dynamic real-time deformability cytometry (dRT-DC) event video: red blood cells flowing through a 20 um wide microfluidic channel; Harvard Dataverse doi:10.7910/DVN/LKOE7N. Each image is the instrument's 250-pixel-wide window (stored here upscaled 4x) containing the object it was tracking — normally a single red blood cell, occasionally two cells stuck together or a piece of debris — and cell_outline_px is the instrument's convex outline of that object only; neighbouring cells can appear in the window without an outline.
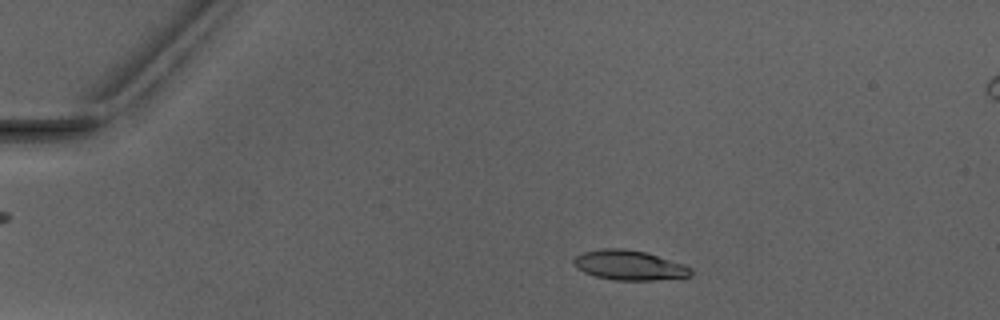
{"species": "Egyptian fruit bat (a non-hibernating species)", "species_latin": "Rousettus aegyptiacus", "temperature_condition": "warm", "stored_images_in_passage": 4, "camera_frame_rate_fps": 3000, "um_per_image_px": 0.085, "animal": {"sex": "male"}, "frame": {"image": 1, "passage_image": 1, "time_ms": 0.0, "image_size_px": [1000, 320], "cell_outline_px": [[692, 276], [656, 280], [616, 280], [596, 276], [584, 272], [576, 268], [572, 264], [572, 260], [576, 256], [584, 252], [604, 248], [624, 248], [644, 252], [684, 264], [692, 268]], "centroid_in_image_um": [53.48, 22.54], "position_along_channel_um": 31.5, "area_um2": 20.29}}
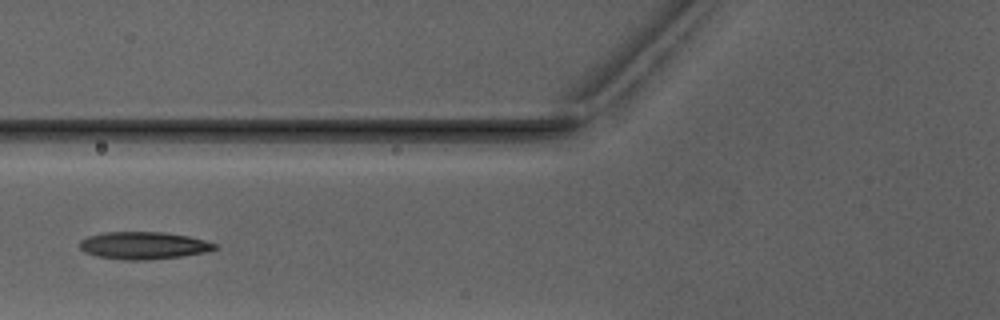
{"frame": {"image": 2, "passage_image": 4, "time_ms": 3.667, "image_size_px": [1000, 320], "cell_outline_px": [[216, 248], [204, 252], [180, 256], [144, 260], [128, 260], [96, 256], [84, 252], [80, 248], [80, 240], [88, 236], [104, 232], [164, 232], [188, 236], [204, 240], [216, 244]], "centroid_in_image_um": [12.15, 20.86], "position_along_channel_um": 113.6, "area_um2": 21.33}}